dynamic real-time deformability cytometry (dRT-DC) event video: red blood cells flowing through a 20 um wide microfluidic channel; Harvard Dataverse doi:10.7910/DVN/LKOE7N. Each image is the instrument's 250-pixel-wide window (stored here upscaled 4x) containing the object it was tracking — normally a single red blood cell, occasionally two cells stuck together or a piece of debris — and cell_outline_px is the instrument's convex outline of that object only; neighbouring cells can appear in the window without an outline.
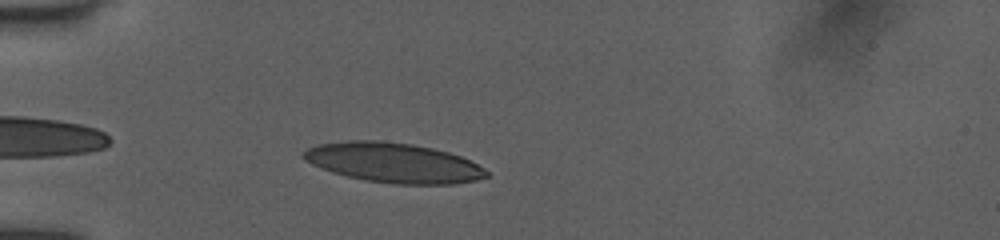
{"species": "human", "species_latin": "Homo sapiens", "temperature_condition": "room temperature", "stored_images_in_passage": 36, "camera_frame_rate_fps": 3000, "um_per_image_px": 0.085, "donor": {"sex": "female"}, "frame": {"image": 1, "passage_image": 3, "time_ms": 0.667, "image_size_px": [1000, 240], "cell_outline_px": [[488, 176], [476, 180], [452, 184], [392, 184], [364, 180], [332, 172], [320, 168], [304, 160], [300, 156], [300, 152], [316, 144], [348, 140], [380, 140], [412, 144], [432, 148], [448, 152], [460, 156], [484, 168], [488, 172]], "centroid_in_image_um": [33.38, 13.82], "position_along_channel_um": 51.6, "area_um2": 42.6}}
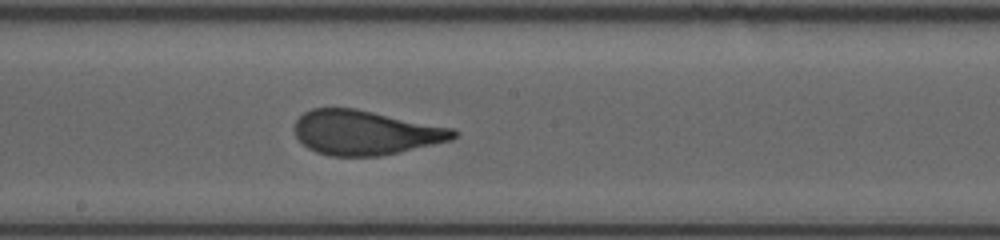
{"frame": {"image": 2, "passage_image": 17, "time_ms": 5.333, "image_size_px": [1000, 240], "cell_outline_px": [[460, 132], [452, 140], [400, 152], [380, 156], [332, 156], [316, 152], [308, 148], [296, 136], [296, 120], [304, 112], [312, 108], [356, 108], [452, 128]], "centroid_in_image_um": [31.07, 11.27], "position_along_channel_um": 217.1, "area_um2": 41.1}}
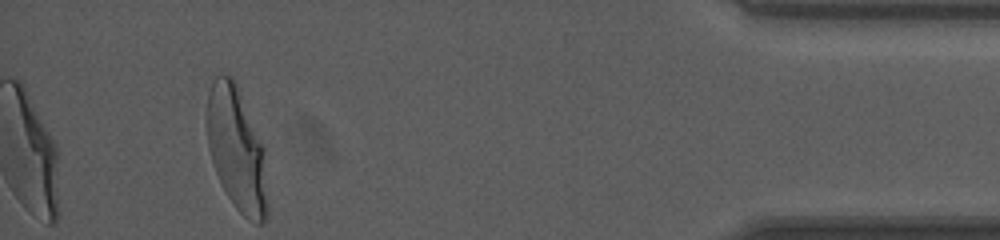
{"frame": {"image": 3, "passage_image": 36, "time_ms": 11.667, "image_size_px": [1000, 240], "cell_outline_px": [[268, 212], [264, 220], [260, 224], [256, 224], [248, 220], [232, 204], [220, 184], [208, 148], [208, 92], [216, 76], [232, 76], [236, 84], [264, 144], [268, 204]], "centroid_in_image_um": [20.15, 12.76], "position_along_channel_um": 415.0, "area_um2": 43.64}, "authors_computed_cell_mechanics": {"area_um2": 41.8183, "velocity_mm_per_s": 3.9856, "shape_relaxation_time_tau1_ms": 4.8181, "shape_relaxation_time_tau2_ms": null, "deformation_change_tau1": 0.1941, "deformation_change_tau2": null}}